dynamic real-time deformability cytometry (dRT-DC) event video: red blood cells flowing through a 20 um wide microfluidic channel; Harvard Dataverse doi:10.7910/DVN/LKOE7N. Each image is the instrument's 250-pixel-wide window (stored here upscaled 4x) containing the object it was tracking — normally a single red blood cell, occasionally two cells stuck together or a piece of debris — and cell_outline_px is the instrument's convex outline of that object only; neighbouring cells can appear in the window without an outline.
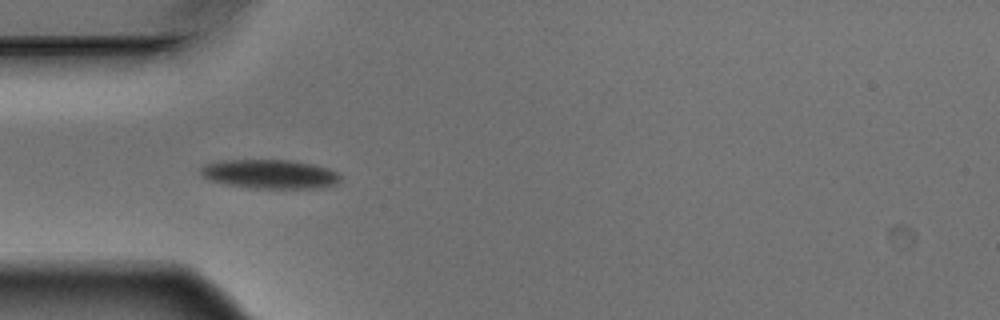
{"species": "Egyptian fruit bat (a non-hibernating species)", "species_latin": "Rousettus aegyptiacus", "temperature_condition": "warm", "stored_images_in_passage": 4, "camera_frame_rate_fps": 3000, "um_per_image_px": 0.085, "animal": {"sex": "male"}, "frame": {"image": 1, "passage_image": 4, "time_ms": 1.0, "image_size_px": [1000, 320], "cell_outline_px": [[340, 180], [336, 184], [316, 188], [252, 188], [228, 184], [208, 180], [200, 172], [200, 168], [204, 164], [216, 160], [292, 160], [312, 164], [328, 168], [340, 172]], "centroid_in_image_um": [22.94, 14.78], "position_along_channel_um": 62.1, "area_um2": 23.76}}